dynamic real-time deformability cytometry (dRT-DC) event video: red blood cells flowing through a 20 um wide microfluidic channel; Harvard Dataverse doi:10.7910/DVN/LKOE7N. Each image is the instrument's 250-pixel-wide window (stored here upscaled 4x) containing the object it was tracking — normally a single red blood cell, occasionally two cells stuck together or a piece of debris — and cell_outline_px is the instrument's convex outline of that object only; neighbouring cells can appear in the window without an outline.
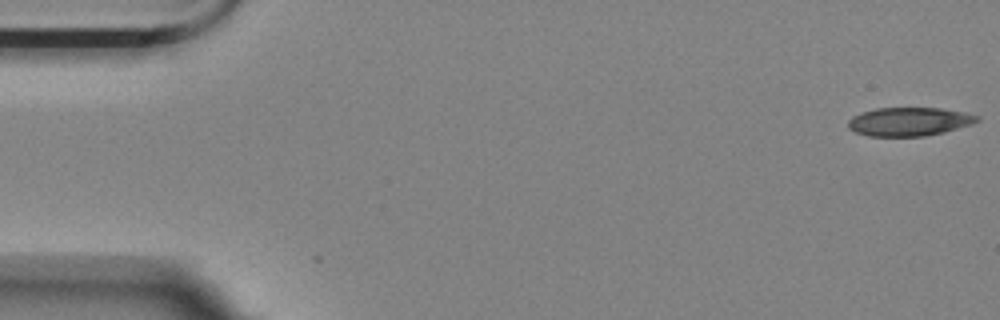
{"species": "Egyptian fruit bat (a non-hibernating species)", "species_latin": "Rousettus aegyptiacus", "temperature_condition": "room temperature", "stored_images_in_passage": 56, "camera_frame_rate_fps": 3000, "um_per_image_px": 0.085, "animal": {"sex": "female"}, "frame": {"image": 1, "passage_image": 1, "time_ms": 0.0, "image_size_px": [1000, 320], "cell_outline_px": [[980, 120], [972, 124], [944, 132], [924, 136], [868, 136], [856, 132], [848, 128], [848, 120], [852, 116], [876, 108], [940, 108], [964, 112], [980, 116]], "centroid_in_image_um": [77.29, 10.34], "position_along_channel_um": 7.7, "area_um2": 21.44}}
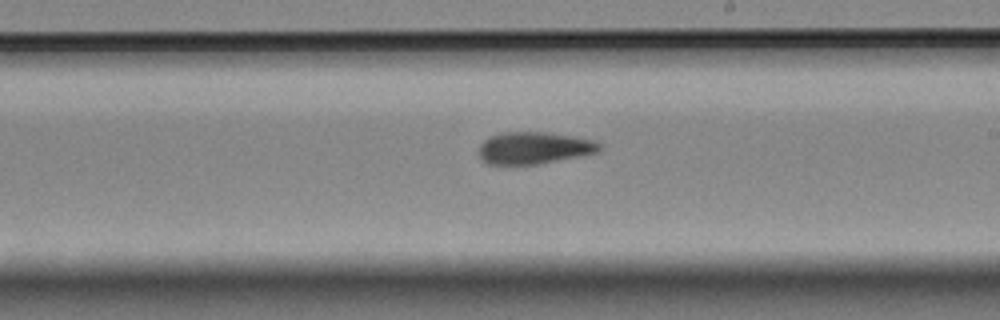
{"frame": {"image": 2, "passage_image": 32, "time_ms": 10.333, "image_size_px": [1000, 320], "cell_outline_px": [[600, 148], [596, 152], [580, 156], [540, 164], [488, 164], [480, 160], [480, 144], [484, 140], [492, 136], [504, 132], [544, 132], [572, 136], [596, 140], [600, 144]], "centroid_in_image_um": [45.39, 12.58], "position_along_channel_um": 243.6, "area_um2": 22.37}}
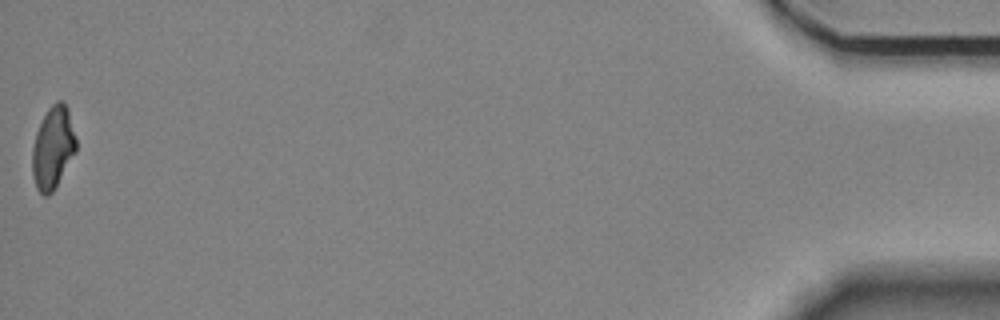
{"frame": {"image": 3, "passage_image": 56, "time_ms": 18.333, "image_size_px": [1000, 320], "cell_outline_px": [[76, 152], [52, 192], [48, 196], [44, 196], [36, 188], [32, 176], [32, 148], [36, 132], [48, 108], [56, 100], [64, 100], [68, 108], [76, 136]], "centroid_in_image_um": [4.5, 12.54], "position_along_channel_um": 430.7, "area_um2": 21.15}, "authors_computed_cell_mechanics": {"area_um2": 22.3975, "velocity_mm_per_s": 3.5396, "shape_relaxation_time_tau1_ms": null, "shape_relaxation_time_tau2_ms": 9.9567, "deformation_change_tau1": null, "deformation_change_tau2": 0.171}}